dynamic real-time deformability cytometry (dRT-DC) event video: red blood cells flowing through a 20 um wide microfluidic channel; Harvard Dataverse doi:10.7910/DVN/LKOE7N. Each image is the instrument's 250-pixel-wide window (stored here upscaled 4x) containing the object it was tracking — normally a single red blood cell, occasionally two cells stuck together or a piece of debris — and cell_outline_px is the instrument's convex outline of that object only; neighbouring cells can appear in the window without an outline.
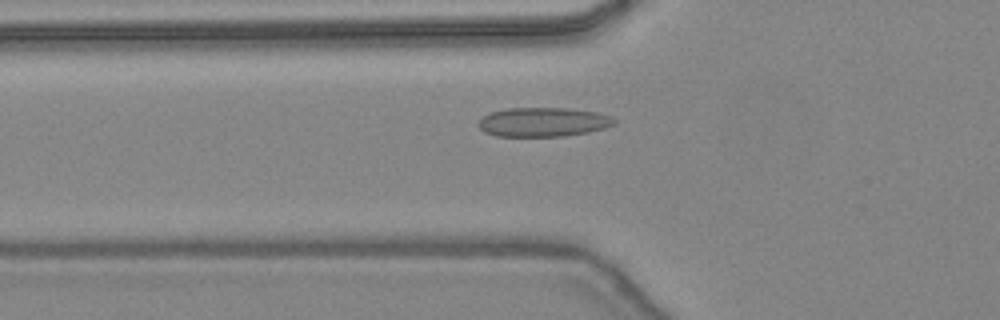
{"species": "common noctule bat (a hibernating species)", "species_latin": "Nyctalus noctula", "temperature_condition": "warm", "stored_images_in_passage": 44, "camera_frame_rate_fps": 3000, "um_per_image_px": 0.085, "animal": {"sex": "female", "body_mass_g": 24.6, "forearm_length_mm": 56.2}, "frame": {"image": 1, "passage_image": 15, "time_ms": 4.667, "image_size_px": [1000, 320], "cell_outline_px": [[616, 124], [604, 128], [588, 132], [564, 136], [496, 136], [484, 132], [476, 124], [484, 116], [492, 112], [508, 108], [568, 108], [596, 112], [612, 116], [616, 120]], "centroid_in_image_um": [46.18, 10.37], "position_along_channel_um": 79.6, "area_um2": 23.12}}
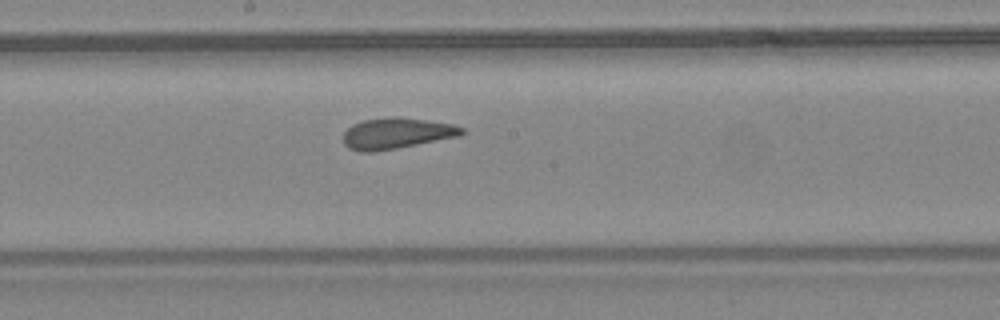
{"frame": {"image": 2, "passage_image": 24, "time_ms": 7.667, "image_size_px": [1000, 320], "cell_outline_px": [[464, 132], [460, 136], [396, 148], [372, 152], [360, 152], [348, 148], [344, 144], [344, 132], [352, 124], [364, 120], [388, 116], [396, 116], [452, 124], [464, 128]], "centroid_in_image_um": [33.68, 11.33], "position_along_channel_um": 214.5, "area_um2": 21.33}}
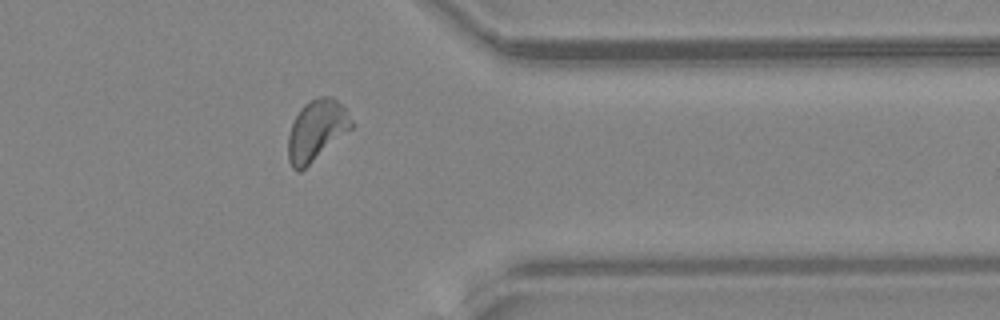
{"frame": {"image": 3, "passage_image": 36, "time_ms": 11.667, "image_size_px": [1000, 320], "cell_outline_px": [[352, 128], [300, 172], [296, 172], [292, 168], [288, 160], [288, 136], [292, 124], [300, 108], [308, 100], [320, 96], [332, 96], [344, 104], [352, 120]], "centroid_in_image_um": [26.9, 11.05], "position_along_channel_um": 384.5, "area_um2": 22.54}, "authors_computed_cell_mechanics": {"area_um2": 21.8773, "velocity_mm_per_s": 4.4716, "shape_relaxation_time_tau1_ms": 7.8014, "shape_relaxation_time_tau2_ms": 0.9842, "deformation_change_tau1": 0.1505, "deformation_change_tau2": 0.0764}}